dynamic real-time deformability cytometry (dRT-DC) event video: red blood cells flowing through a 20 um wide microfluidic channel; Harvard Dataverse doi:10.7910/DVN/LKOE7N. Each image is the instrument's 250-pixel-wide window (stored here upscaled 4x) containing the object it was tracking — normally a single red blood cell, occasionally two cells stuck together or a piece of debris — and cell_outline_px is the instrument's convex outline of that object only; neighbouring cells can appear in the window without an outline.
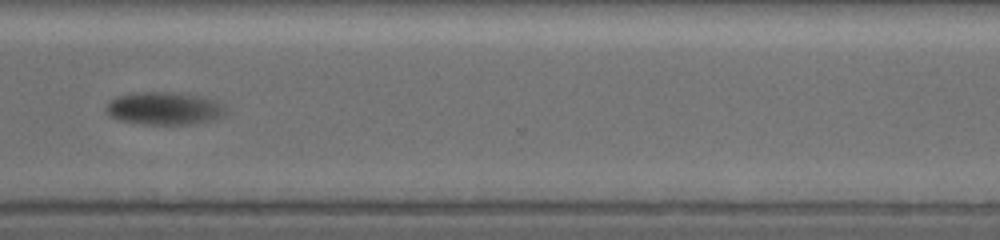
{"species": "common noctule bat (a hibernating species)", "species_latin": "Nyctalus noctula", "temperature_condition": "warm", "stored_images_in_passage": 38, "camera_frame_rate_fps": 3000, "um_per_image_px": 0.085, "animal": {"sex": "female", "body_mass_g": 19.5, "forearm_length_mm": 54.1}, "frame": {"image": 1, "passage_image": 27, "time_ms": 10.667, "image_size_px": [1000, 240], "cell_outline_px": [[224, 116], [212, 120], [196, 124], [140, 124], [120, 120], [112, 116], [108, 112], [108, 104], [116, 96], [144, 92], [172, 92], [204, 96], [220, 100], [224, 104]], "centroid_in_image_um": [14.07, 9.21], "position_along_channel_um": 356.5, "area_um2": 22.83}}
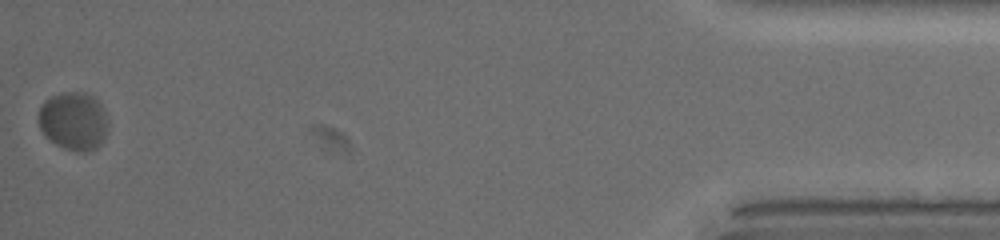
{"frame": {"image": 2, "passage_image": 38, "time_ms": 15.0, "image_size_px": [1000, 240], "cell_outline_px": [[108, 132], [104, 140], [96, 148], [84, 152], [76, 152], [64, 148], [56, 144], [44, 136], [36, 120], [36, 116], [44, 100], [52, 96], [64, 92], [84, 92], [92, 96], [104, 108], [108, 120]], "centroid_in_image_um": [6.24, 10.3], "position_along_channel_um": 429.0, "area_um2": 24.1}}